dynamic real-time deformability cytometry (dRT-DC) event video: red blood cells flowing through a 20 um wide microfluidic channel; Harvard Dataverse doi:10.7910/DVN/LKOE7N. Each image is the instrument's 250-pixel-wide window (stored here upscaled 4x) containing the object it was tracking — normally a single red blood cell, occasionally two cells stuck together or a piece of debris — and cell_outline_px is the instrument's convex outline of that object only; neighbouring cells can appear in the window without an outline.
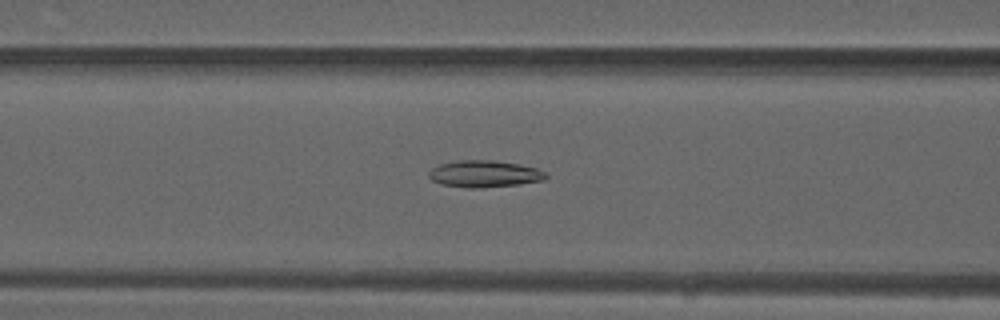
{"species": "common noctule bat (a hibernating species)", "species_latin": "Nyctalus noctula", "temperature_condition": "warm", "stored_images_in_passage": 50, "camera_frame_rate_fps": 3000, "um_per_image_px": 0.085, "animal": {"sex": "male", "forearm_length_mm": 52.5}, "frame": {"image": 1, "passage_image": 21, "time_ms": 6.667, "image_size_px": [1000, 320], "cell_outline_px": [[548, 176], [544, 180], [520, 184], [480, 188], [468, 188], [440, 184], [432, 180], [428, 176], [428, 172], [432, 168], [440, 164], [456, 160], [492, 160], [520, 164], [536, 168], [548, 172]], "centroid_in_image_um": [41.19, 14.78], "position_along_channel_um": 125.4, "area_um2": 18.5}}
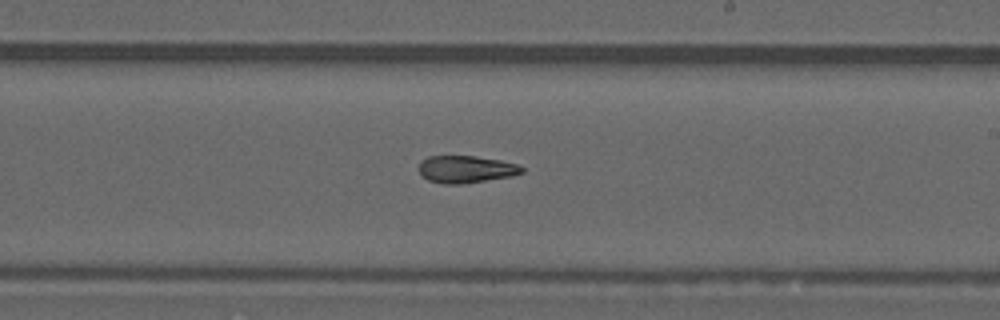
{"frame": {"image": 2, "passage_image": 30, "time_ms": 9.667, "image_size_px": [1000, 320], "cell_outline_px": [[524, 172], [512, 176], [460, 184], [444, 184], [428, 180], [416, 168], [420, 160], [428, 156], [476, 156], [500, 160], [520, 164], [524, 168]], "centroid_in_image_um": [39.6, 14.37], "position_along_channel_um": 249.4, "area_um2": 16.53}}
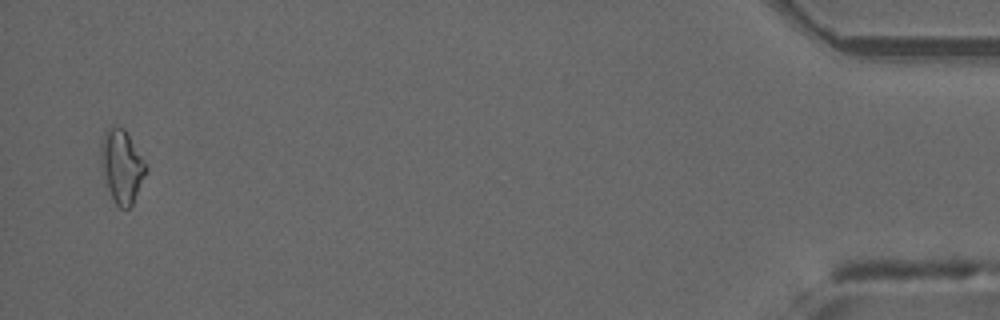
{"frame": {"image": 3, "passage_image": 49, "time_ms": 16.0, "image_size_px": [1000, 320], "cell_outline_px": [[148, 168], [132, 204], [128, 208], [120, 208], [116, 204], [108, 188], [100, 164], [100, 144], [104, 132], [108, 128], [124, 128], [144, 160]], "centroid_in_image_um": [10.33, 14.12], "position_along_channel_um": 424.9, "area_um2": 18.84}, "authors_computed_cell_mechanics": {"area_um2": 17.0221, "velocity_mm_per_s": 4.146, "shape_relaxation_time_tau1_ms": null, "shape_relaxation_time_tau2_ms": 6.6074, "deformation_change_tau1": null, "deformation_change_tau2": 0.1652}}